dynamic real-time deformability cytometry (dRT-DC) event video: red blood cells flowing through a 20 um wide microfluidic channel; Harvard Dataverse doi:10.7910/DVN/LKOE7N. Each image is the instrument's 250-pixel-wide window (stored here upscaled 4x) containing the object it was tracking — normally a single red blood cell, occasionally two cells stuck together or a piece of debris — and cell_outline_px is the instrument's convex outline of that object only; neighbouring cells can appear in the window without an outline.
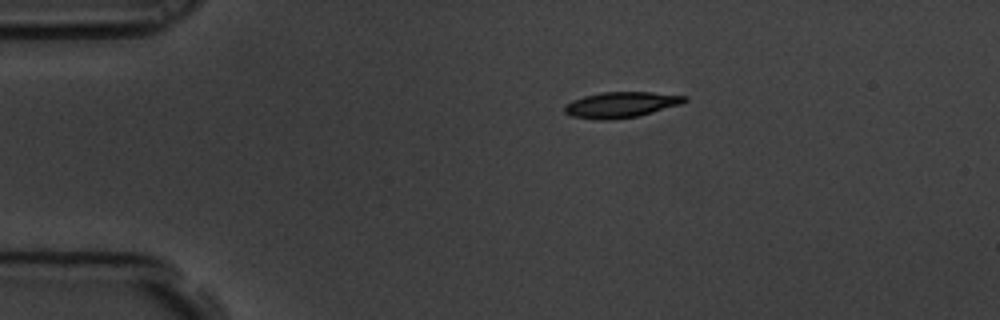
{"species": "common noctule bat (a hibernating species)", "species_latin": "Nyctalus noctula", "temperature_condition": "room temperature", "stored_images_in_passage": 48, "camera_frame_rate_fps": 3000, "um_per_image_px": 0.085, "animal": {"sex": "male", "body_mass_g": 19.5, "forearm_length_mm": 54.6}, "frame": {"image": 1, "passage_image": 1, "time_ms": 0.0, "image_size_px": [1000, 320], "cell_outline_px": [[688, 100], [680, 104], [636, 116], [608, 120], [600, 120], [568, 116], [564, 112], [564, 104], [572, 100], [584, 96], [600, 92], [652, 92], [688, 96]], "centroid_in_image_um": [52.72, 8.89], "position_along_channel_um": 32.3, "area_um2": 17.98}}
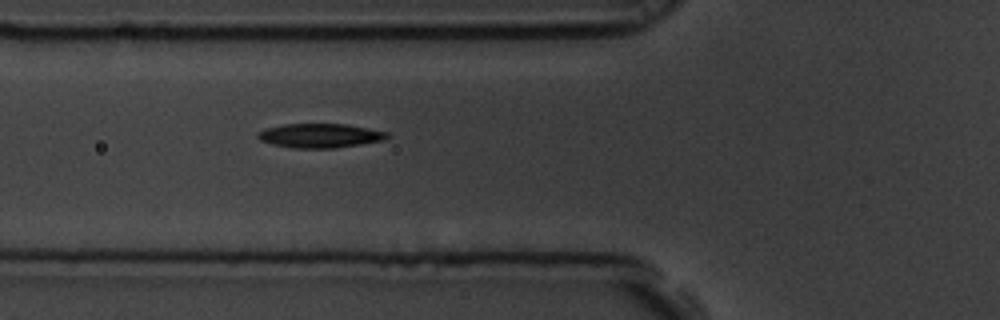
{"frame": {"image": 2, "passage_image": 11, "time_ms": 3.333, "image_size_px": [1000, 320], "cell_outline_px": [[388, 136], [384, 140], [336, 148], [292, 148], [272, 144], [260, 140], [256, 136], [264, 128], [284, 124], [348, 124], [388, 132]], "centroid_in_image_um": [27.19, 11.53], "position_along_channel_um": 98.6, "area_um2": 18.21}}
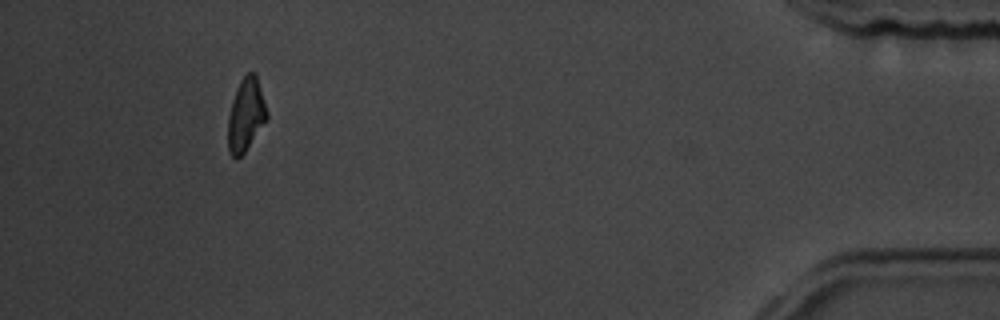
{"frame": {"image": 3, "passage_image": 44, "time_ms": 14.333, "image_size_px": [1000, 320], "cell_outline_px": [[268, 116], [244, 152], [236, 160], [228, 152], [228, 116], [232, 100], [236, 88], [240, 80], [248, 72], [256, 72], [268, 112]], "centroid_in_image_um": [20.88, 9.73], "position_along_channel_um": 414.3, "area_um2": 16.47}, "authors_computed_cell_mechanics": {"area_um2": 18.0047, "velocity_mm_per_s": 3.4692, "shape_relaxation_time_tau1_ms": 2.484, "shape_relaxation_time_tau2_ms": 5.8598, "deformation_change_tau1": 0.1276, "deformation_change_tau2": 0.1173}}